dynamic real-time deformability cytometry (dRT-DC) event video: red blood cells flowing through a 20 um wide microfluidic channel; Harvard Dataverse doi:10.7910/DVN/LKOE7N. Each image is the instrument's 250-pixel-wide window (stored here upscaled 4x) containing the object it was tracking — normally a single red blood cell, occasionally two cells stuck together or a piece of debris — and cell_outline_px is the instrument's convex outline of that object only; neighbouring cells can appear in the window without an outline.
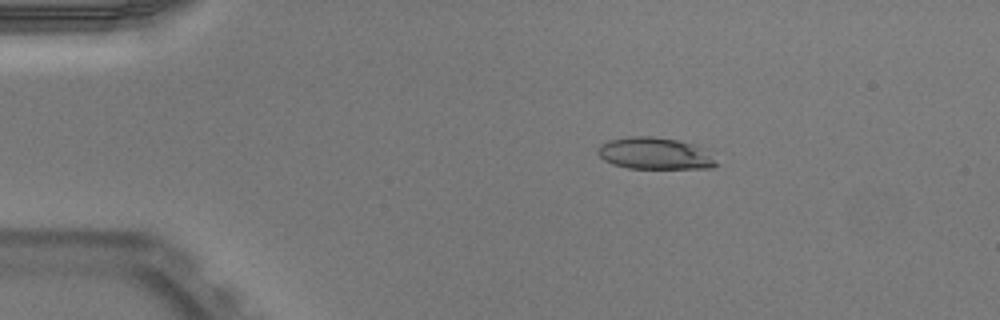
{"species": "Egyptian fruit bat (a non-hibernating species)", "species_latin": "Rousettus aegyptiacus", "temperature_condition": "warm", "stored_images_in_passage": 51, "camera_frame_rate_fps": 3000, "um_per_image_px": 0.085, "animal": {"sex": "male"}, "frame": {"image": 1, "passage_image": 9, "time_ms": 2.667, "image_size_px": [1000, 320], "cell_outline_px": [[720, 164], [712, 168], [628, 168], [612, 164], [604, 160], [596, 152], [600, 144], [608, 140], [632, 136], [652, 136], [676, 140], [692, 144], [704, 148]], "centroid_in_image_um": [55.66, 13.05], "position_along_channel_um": 29.3, "area_um2": 22.02}}
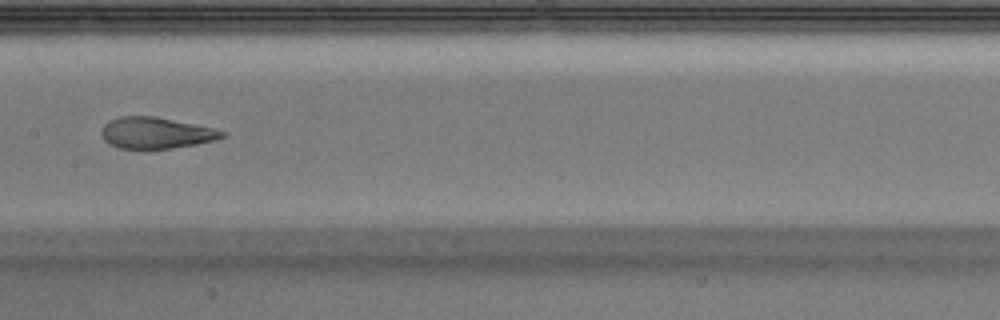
{"frame": {"image": 2, "passage_image": 26, "time_ms": 8.333, "image_size_px": [1000, 320], "cell_outline_px": [[228, 132], [224, 136], [216, 140], [196, 144], [148, 152], [120, 148], [108, 144], [104, 140], [100, 132], [104, 124], [108, 120], [120, 116], [156, 116], [212, 128]], "centroid_in_image_um": [13.2, 11.33], "position_along_channel_um": 194.2, "area_um2": 22.72}}
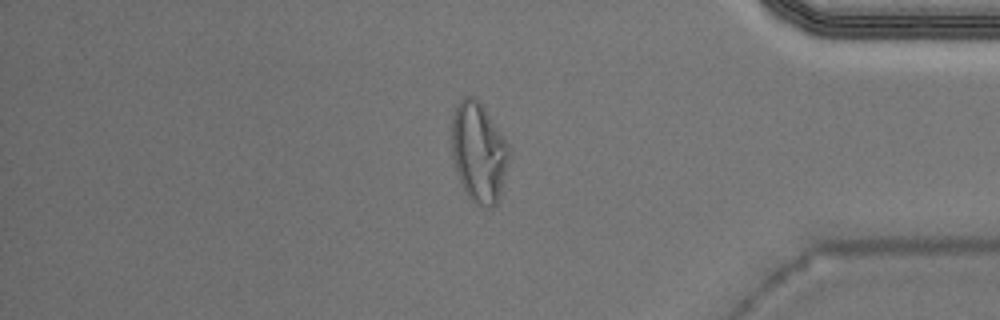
{"frame": {"image": 3, "passage_image": 43, "time_ms": 14.0, "image_size_px": [1000, 320], "cell_outline_px": [[512, 156], [496, 204], [492, 208], [484, 208], [476, 204], [468, 196], [456, 172], [452, 160], [452, 116], [456, 104], [464, 96], [472, 96], [484, 108], [512, 148]], "centroid_in_image_um": [40.72, 12.96], "position_along_channel_um": 394.5, "area_um2": 33.76}, "authors_computed_cell_mechanics": {"area_um2": 23.2356, "velocity_mm_per_s": 3.9678, "shape_relaxation_time_tau1_ms": null, "shape_relaxation_time_tau2_ms": 1.0152, "deformation_change_tau1": null, "deformation_change_tau2": 0.0821}}